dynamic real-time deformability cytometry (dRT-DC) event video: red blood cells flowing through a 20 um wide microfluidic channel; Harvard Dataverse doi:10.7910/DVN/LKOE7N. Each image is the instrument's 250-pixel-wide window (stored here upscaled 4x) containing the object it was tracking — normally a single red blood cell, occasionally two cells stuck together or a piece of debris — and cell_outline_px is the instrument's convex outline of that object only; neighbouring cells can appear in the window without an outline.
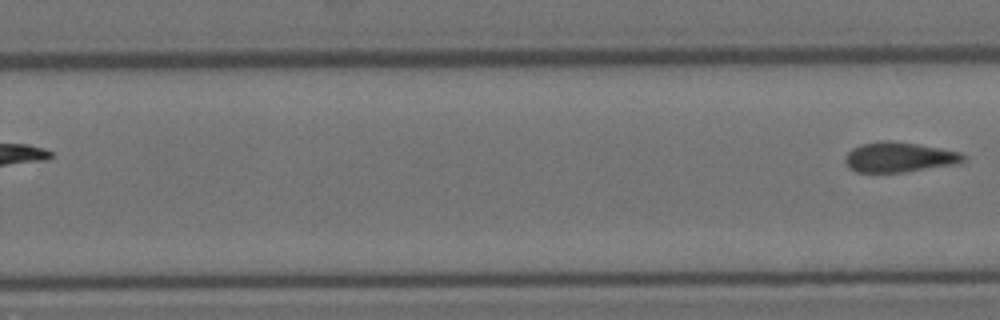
{"species": "Egyptian fruit bat (a non-hibernating species)", "species_latin": "Rousettus aegyptiacus", "temperature_condition": "room temperature", "stored_images_in_passage": 12, "segment_of_instrument_passage": [2, 2], "camera_frame_rate_fps": 3000, "um_per_image_px": 0.085, "animal": {"sex": "female"}, "frame": {"image": 1, "passage_image": 12, "time_ms": 3.667, "image_size_px": [1000, 320], "cell_outline_px": [[968, 156], [964, 160], [956, 164], [904, 172], [856, 172], [848, 168], [844, 160], [844, 156], [852, 148], [860, 144], [880, 140], [888, 140], [916, 144], [940, 148], [960, 152]], "centroid_in_image_um": [76.39, 13.36], "position_along_channel_um": 253.4, "area_um2": 20.81}}